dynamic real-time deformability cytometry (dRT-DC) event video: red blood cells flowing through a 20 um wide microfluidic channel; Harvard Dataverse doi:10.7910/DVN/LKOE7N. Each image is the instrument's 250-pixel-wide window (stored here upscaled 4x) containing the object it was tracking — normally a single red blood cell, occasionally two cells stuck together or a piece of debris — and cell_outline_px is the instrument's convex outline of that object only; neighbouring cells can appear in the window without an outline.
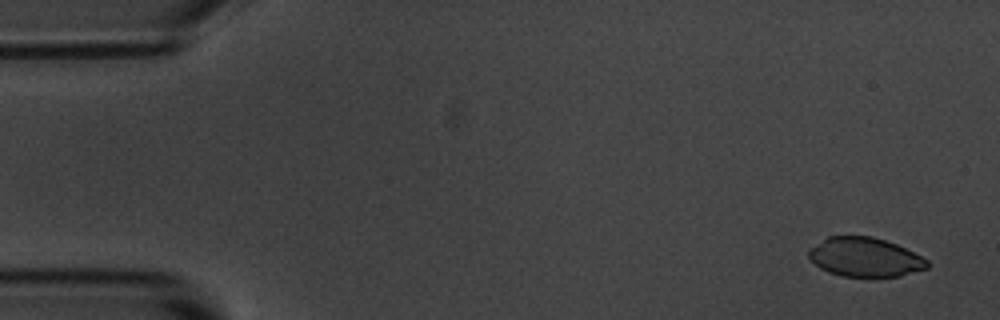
{"species": "common noctule bat (a hibernating species)", "species_latin": "Nyctalus noctula", "temperature_condition": "room temperature", "stored_images_in_passage": 9, "camera_frame_rate_fps": 3000, "um_per_image_px": 0.085, "animal": {"sex": "male", "body_mass_g": 20.1, "forearm_length_mm": 53.5}, "frame": {"image": 1, "passage_image": 1, "time_ms": 0.0, "image_size_px": [1000, 320], "cell_outline_px": [[928, 268], [900, 276], [840, 276], [828, 272], [820, 268], [808, 256], [808, 248], [828, 236], [872, 236], [896, 244], [928, 260]], "centroid_in_image_um": [73.49, 21.85], "position_along_channel_um": 11.5, "area_um2": 26.88}}